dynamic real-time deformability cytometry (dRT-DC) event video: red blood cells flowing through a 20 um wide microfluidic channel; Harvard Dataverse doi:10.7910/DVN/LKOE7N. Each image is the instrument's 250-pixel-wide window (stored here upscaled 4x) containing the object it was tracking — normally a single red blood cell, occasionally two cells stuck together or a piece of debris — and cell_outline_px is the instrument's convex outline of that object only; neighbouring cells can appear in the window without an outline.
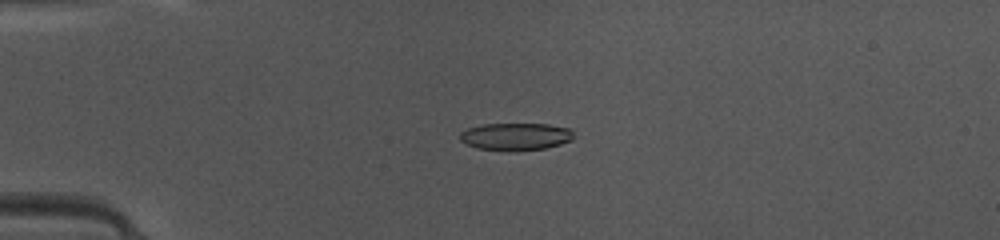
{"species": "common noctule bat (a hibernating species)", "species_latin": "Nyctalus noctula", "temperature_condition": "warm", "stored_images_in_passage": 40, "camera_frame_rate_fps": 3000, "um_per_image_px": 0.085, "animal": {"sex": "female", "body_mass_g": 10.0, "forearm_length_mm": 53.1}, "frame": {"image": 1, "passage_image": 4, "time_ms": 1.0, "image_size_px": [1000, 240], "cell_outline_px": [[572, 140], [560, 144], [544, 148], [508, 152], [476, 148], [460, 140], [460, 132], [468, 128], [484, 124], [548, 124], [572, 128]], "centroid_in_image_um": [43.83, 11.61], "position_along_channel_um": 41.2, "area_um2": 18.26}}
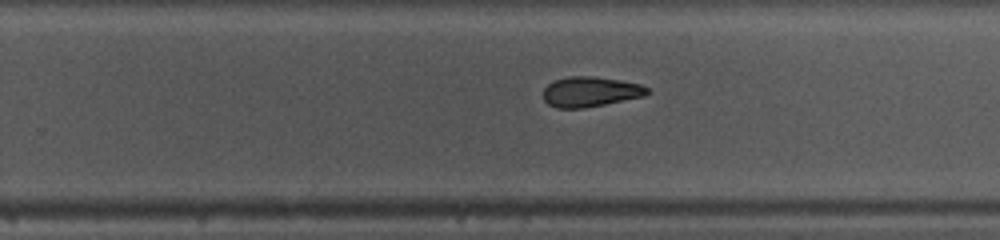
{"frame": {"image": 2, "passage_image": 23, "time_ms": 7.333, "image_size_px": [1000, 240], "cell_outline_px": [[652, 92], [644, 96], [584, 108], [556, 108], [548, 104], [544, 100], [544, 88], [552, 80], [568, 76], [592, 76], [620, 80], [640, 84], [648, 88]], "centroid_in_image_um": [50.17, 7.79], "position_along_channel_um": 279.6, "area_um2": 18.32}}
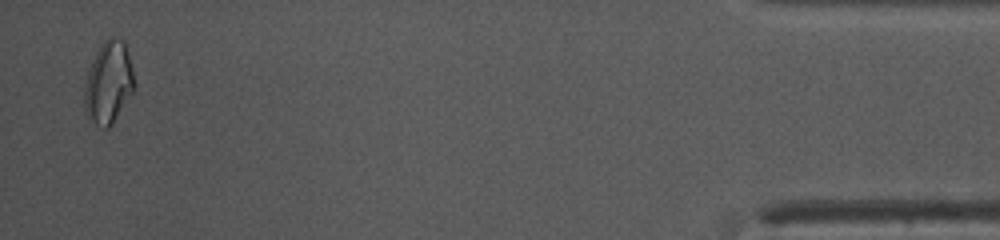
{"frame": {"image": 3, "passage_image": 39, "time_ms": 12.667, "image_size_px": [1000, 240], "cell_outline_px": [[136, 88], [112, 124], [108, 128], [104, 128], [88, 120], [84, 108], [84, 84], [92, 60], [100, 44], [108, 36], [112, 36], [124, 40], [128, 52], [136, 84]], "centroid_in_image_um": [9.23, 7.01], "position_along_channel_um": 426.0, "area_um2": 24.28}, "authors_computed_cell_mechanics": {"area_um2": 19.2185, "velocity_mm_per_s": 4.185, "shape_relaxation_time_tau1_ms": null, "shape_relaxation_time_tau2_ms": 4.5781, "deformation_change_tau1": null, "deformation_change_tau2": 0.1254}}